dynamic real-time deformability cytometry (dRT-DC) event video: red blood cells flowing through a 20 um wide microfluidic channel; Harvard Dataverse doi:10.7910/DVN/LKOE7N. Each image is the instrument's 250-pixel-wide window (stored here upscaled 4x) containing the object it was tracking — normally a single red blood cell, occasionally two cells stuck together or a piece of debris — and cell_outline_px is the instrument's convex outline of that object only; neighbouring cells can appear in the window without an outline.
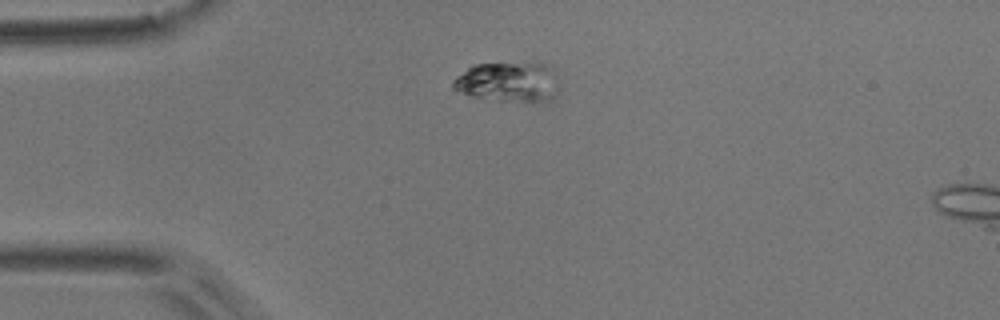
{"species": "common noctule bat (a hibernating species)", "species_latin": "Nyctalus noctula", "temperature_condition": "room temperature", "stored_images_in_passage": 2, "camera_frame_rate_fps": 3000, "um_per_image_px": 0.085, "animal": {"sex": "male", "body_mass_g": 17.9}, "frame": {"image": 1, "passage_image": 1, "time_ms": 0.0, "image_size_px": [1000, 320], "cell_outline_px": [[556, 96], [552, 100], [484, 100], [472, 96], [452, 88], [452, 84], [456, 76], [472, 64], [536, 60], [540, 60], [552, 64], [556, 88]], "centroid_in_image_um": [43.2, 6.88], "position_along_channel_um": 41.8, "area_um2": 25.37}}